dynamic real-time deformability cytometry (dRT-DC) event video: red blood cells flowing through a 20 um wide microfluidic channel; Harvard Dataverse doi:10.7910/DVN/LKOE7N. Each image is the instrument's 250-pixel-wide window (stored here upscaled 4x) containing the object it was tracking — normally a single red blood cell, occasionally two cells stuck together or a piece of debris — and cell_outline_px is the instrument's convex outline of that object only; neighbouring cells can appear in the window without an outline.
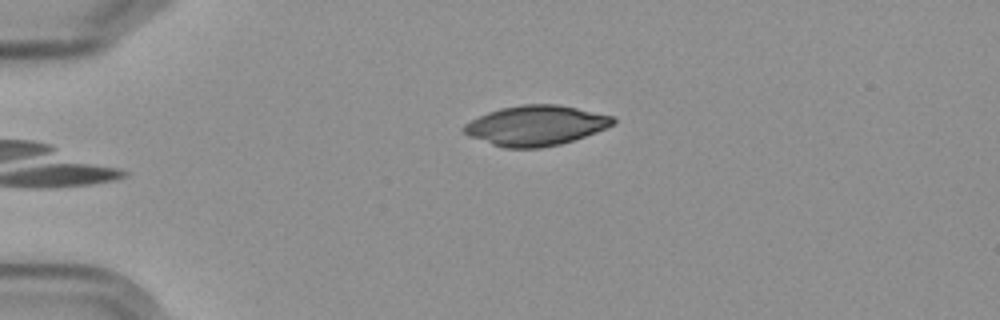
{"species": "Egyptian fruit bat (a non-hibernating species)", "species_latin": "Rousettus aegyptiacus", "temperature_condition": "cold", "stored_images_in_passage": 6, "camera_frame_rate_fps": 3000, "um_per_image_px": 0.085, "frame": {"image": 1, "passage_image": 6, "time_ms": 6.0, "image_size_px": [1000, 320], "cell_outline_px": [[616, 120], [612, 124], [596, 132], [560, 144], [540, 148], [504, 148], [492, 144], [472, 136], [464, 132], [460, 128], [464, 124], [488, 112], [500, 108], [520, 104], [556, 104], [576, 108], [612, 116]], "centroid_in_image_um": [45.52, 10.66], "position_along_channel_um": 39.5, "area_um2": 34.33}}